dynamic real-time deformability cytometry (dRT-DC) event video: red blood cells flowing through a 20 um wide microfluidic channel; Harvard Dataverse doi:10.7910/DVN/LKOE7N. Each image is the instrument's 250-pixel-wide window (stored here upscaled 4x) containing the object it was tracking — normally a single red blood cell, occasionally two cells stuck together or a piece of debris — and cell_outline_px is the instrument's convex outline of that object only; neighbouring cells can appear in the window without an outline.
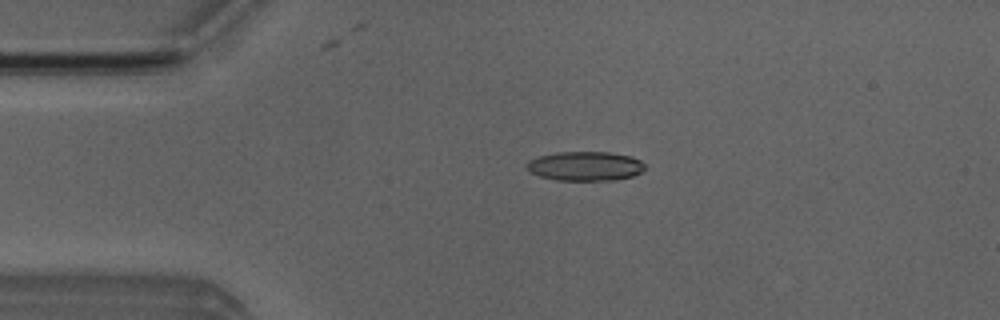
{"species": "Egyptian fruit bat (a non-hibernating species)", "species_latin": "Rousettus aegyptiacus", "temperature_condition": "room temperature", "stored_images_in_passage": 4, "camera_frame_rate_fps": 3000, "um_per_image_px": 0.085, "animal": {"sex": "male"}, "frame": {"image": 1, "passage_image": 3, "time_ms": 0.667, "image_size_px": [1000, 320], "cell_outline_px": [[648, 168], [632, 176], [616, 180], [556, 180], [540, 176], [528, 172], [524, 168], [524, 164], [528, 160], [540, 156], [560, 152], [608, 152], [632, 156], [640, 160]], "centroid_in_image_um": [49.72, 14.12], "position_along_channel_um": 35.3, "area_um2": 20.4}}